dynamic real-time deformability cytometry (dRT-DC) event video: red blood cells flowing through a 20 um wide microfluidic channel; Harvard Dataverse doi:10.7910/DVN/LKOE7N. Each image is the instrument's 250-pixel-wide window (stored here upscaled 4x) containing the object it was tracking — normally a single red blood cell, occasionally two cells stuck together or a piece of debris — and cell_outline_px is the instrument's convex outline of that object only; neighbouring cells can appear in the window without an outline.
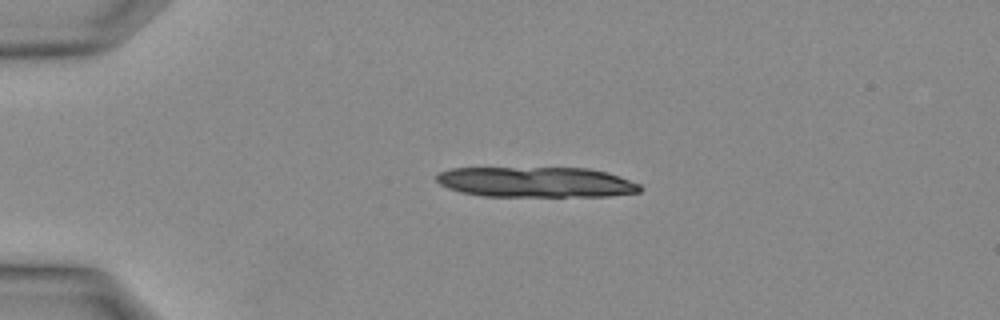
{"species": "Egyptian fruit bat (a non-hibernating species)", "species_latin": "Rousettus aegyptiacus", "temperature_condition": "warm", "stored_images_in_passage": 26, "segment_of_instrument_passage": [1, 2], "camera_frame_rate_fps": 3000, "um_per_image_px": 0.085, "animal": {"sex": "female"}, "frame": {"image": 1, "passage_image": 1, "time_ms": 0.0, "image_size_px": [1000, 320], "cell_outline_px": [[640, 192], [608, 196], [484, 196], [464, 192], [448, 188], [440, 184], [436, 180], [436, 176], [440, 172], [452, 168], [588, 168], [608, 172], [620, 176], [640, 184]], "centroid_in_image_um": [45.6, 15.47], "position_along_channel_um": 39.4, "area_um2": 35.95}}